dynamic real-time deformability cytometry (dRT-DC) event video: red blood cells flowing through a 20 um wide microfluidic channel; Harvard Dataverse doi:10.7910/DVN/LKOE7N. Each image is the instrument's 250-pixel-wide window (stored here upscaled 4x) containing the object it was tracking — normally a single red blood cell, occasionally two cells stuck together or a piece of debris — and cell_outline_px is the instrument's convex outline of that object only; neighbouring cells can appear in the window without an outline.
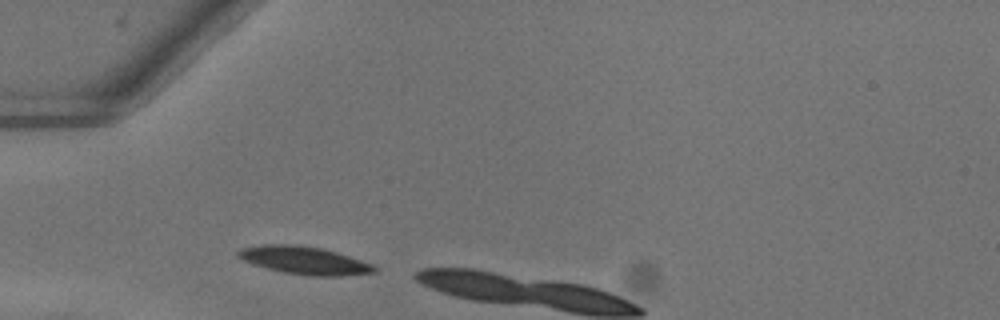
{"species": "common noctule bat (a hibernating species)", "species_latin": "Nyctalus noctula", "temperature_condition": "warm", "stored_images_in_passage": 4, "camera_frame_rate_fps": 3000, "um_per_image_px": 0.085, "animal": {"sex": "female"}, "frame": {"image": 1, "passage_image": 1, "time_ms": 0.0, "image_size_px": [1000, 320], "cell_outline_px": [[380, 268], [376, 272], [340, 276], [304, 276], [280, 272], [252, 264], [236, 256], [236, 252], [240, 248], [264, 244], [300, 244], [320, 248], [336, 252], [372, 264]], "centroid_in_image_um": [25.84, 22.14], "position_along_channel_um": 59.2, "area_um2": 22.37}}